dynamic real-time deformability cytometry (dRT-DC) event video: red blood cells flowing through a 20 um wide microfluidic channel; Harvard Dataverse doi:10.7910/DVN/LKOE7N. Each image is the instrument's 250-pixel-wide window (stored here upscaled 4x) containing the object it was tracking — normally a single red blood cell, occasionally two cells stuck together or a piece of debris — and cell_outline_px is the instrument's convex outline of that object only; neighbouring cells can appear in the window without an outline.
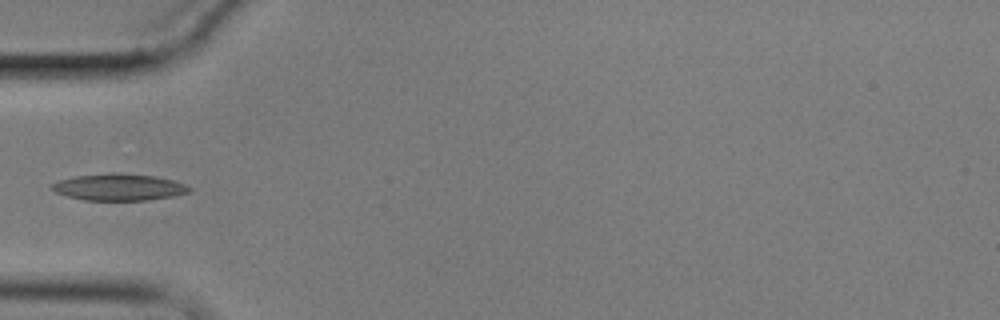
{"species": "common noctule bat (a hibernating species)", "species_latin": "Nyctalus noctula", "temperature_condition": "cold", "stored_images_in_passage": 7, "camera_frame_rate_fps": 3000, "um_per_image_px": 0.085, "animal": {"sex": "male", "body_mass_g": 17.9}, "frame": {"image": 1, "passage_image": 7, "time_ms": 7.333, "image_size_px": [1000, 320], "cell_outline_px": [[192, 192], [172, 196], [148, 200], [84, 200], [68, 196], [56, 192], [52, 188], [52, 184], [60, 180], [76, 176], [112, 172], [120, 172], [156, 176], [172, 180], [184, 184], [192, 188]], "centroid_in_image_um": [10.15, 15.9], "position_along_channel_um": 74.8, "area_um2": 21.39}}